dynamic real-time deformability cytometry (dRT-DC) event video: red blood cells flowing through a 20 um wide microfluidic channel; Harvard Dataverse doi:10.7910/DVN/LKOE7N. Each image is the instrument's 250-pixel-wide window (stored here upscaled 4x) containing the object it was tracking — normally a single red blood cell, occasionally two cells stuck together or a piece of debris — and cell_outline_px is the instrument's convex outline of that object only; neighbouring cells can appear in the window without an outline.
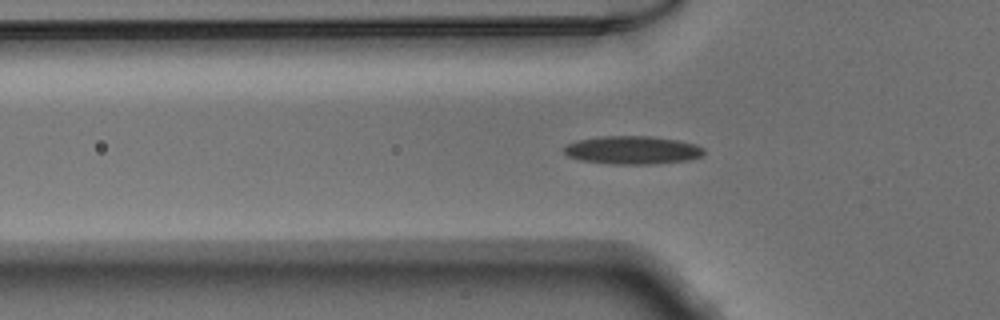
{"species": "Egyptian fruit bat (a non-hibernating species)", "species_latin": "Rousettus aegyptiacus", "temperature_condition": "warm", "stored_images_in_passage": 51, "camera_frame_rate_fps": 3000, "um_per_image_px": 0.085, "animal": {"sex": "male"}, "frame": {"image": 1, "passage_image": 16, "time_ms": 5.0, "image_size_px": [1000, 320], "cell_outline_px": [[704, 152], [700, 156], [688, 160], [656, 164], [612, 164], [580, 160], [568, 156], [564, 152], [564, 148], [568, 144], [576, 140], [600, 136], [648, 136], [676, 140], [696, 144], [704, 148]], "centroid_in_image_um": [53.75, 12.76], "position_along_channel_um": 72.1, "area_um2": 22.95}}
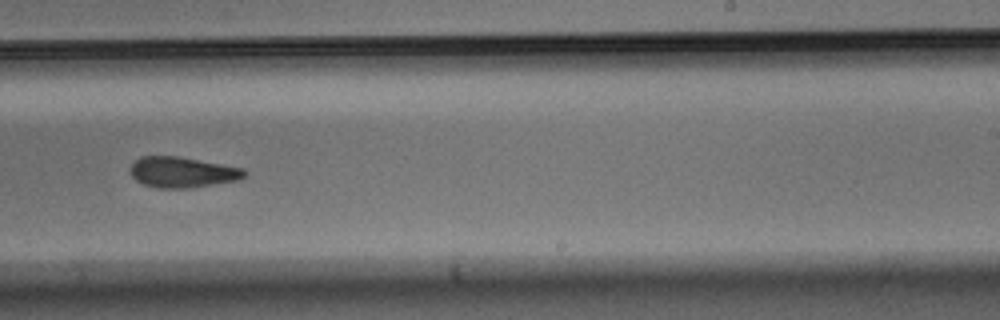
{"frame": {"image": 2, "passage_image": 31, "time_ms": 10.0, "image_size_px": [1000, 320], "cell_outline_px": [[248, 172], [240, 180], [188, 188], [156, 188], [144, 184], [136, 180], [132, 176], [132, 164], [140, 156], [180, 156], [244, 168]], "centroid_in_image_um": [15.54, 14.63], "position_along_channel_um": 273.5, "area_um2": 20.4}}
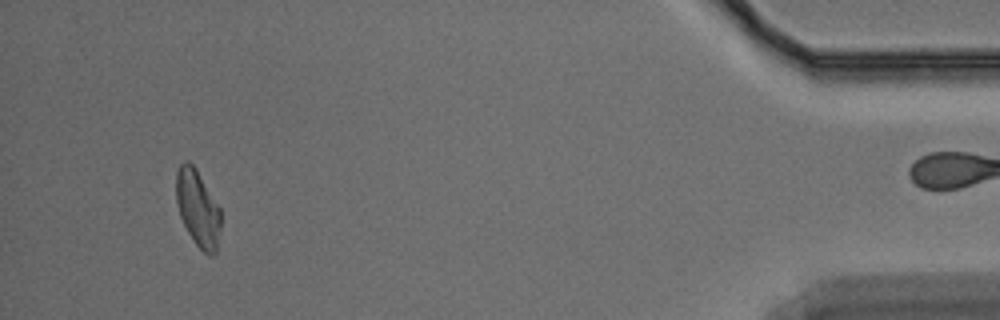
{"frame": {"image": 3, "passage_image": 47, "time_ms": 15.333, "image_size_px": [1000, 320], "cell_outline_px": [[220, 228], [216, 252], [212, 256], [208, 256], [196, 244], [188, 232], [180, 216], [176, 204], [176, 172], [180, 164], [184, 160], [188, 160], [196, 168], [220, 208]], "centroid_in_image_um": [16.8, 17.69], "position_along_channel_um": 418.4, "area_um2": 19.88}}